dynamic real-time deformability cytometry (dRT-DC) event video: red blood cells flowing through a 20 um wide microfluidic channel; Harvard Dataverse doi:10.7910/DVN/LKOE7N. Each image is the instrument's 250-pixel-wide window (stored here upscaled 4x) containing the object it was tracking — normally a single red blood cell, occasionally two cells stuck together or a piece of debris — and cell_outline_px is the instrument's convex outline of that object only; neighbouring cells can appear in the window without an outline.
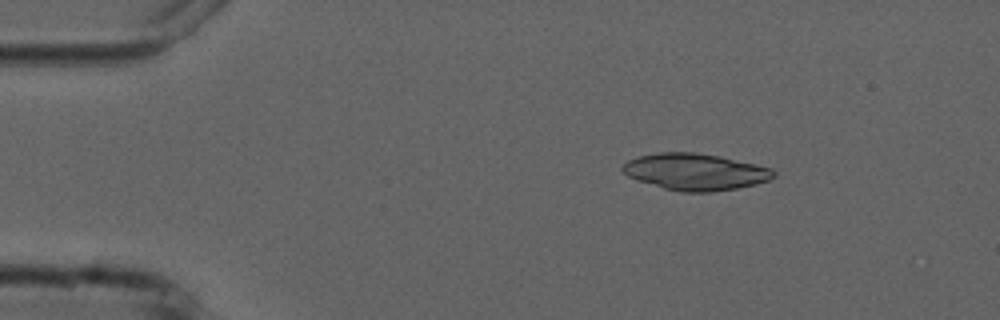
{"species": "common noctule bat (a hibernating species)", "species_latin": "Nyctalus noctula", "temperature_condition": "cold", "stored_images_in_passage": 4, "camera_frame_rate_fps": 3000, "um_per_image_px": 0.085, "animal": {"sex": "male", "forearm_length_mm": 52.5}, "frame": {"image": 1, "passage_image": 3, "time_ms": 2.333, "image_size_px": [1000, 320], "cell_outline_px": [[776, 176], [768, 180], [756, 184], [736, 188], [712, 192], [680, 192], [664, 188], [636, 180], [628, 176], [620, 168], [628, 160], [640, 156], [660, 152], [692, 152], [720, 156], [756, 164], [772, 168], [776, 172]], "centroid_in_image_um": [59.11, 14.61], "position_along_channel_um": 25.9, "area_um2": 32.25}}